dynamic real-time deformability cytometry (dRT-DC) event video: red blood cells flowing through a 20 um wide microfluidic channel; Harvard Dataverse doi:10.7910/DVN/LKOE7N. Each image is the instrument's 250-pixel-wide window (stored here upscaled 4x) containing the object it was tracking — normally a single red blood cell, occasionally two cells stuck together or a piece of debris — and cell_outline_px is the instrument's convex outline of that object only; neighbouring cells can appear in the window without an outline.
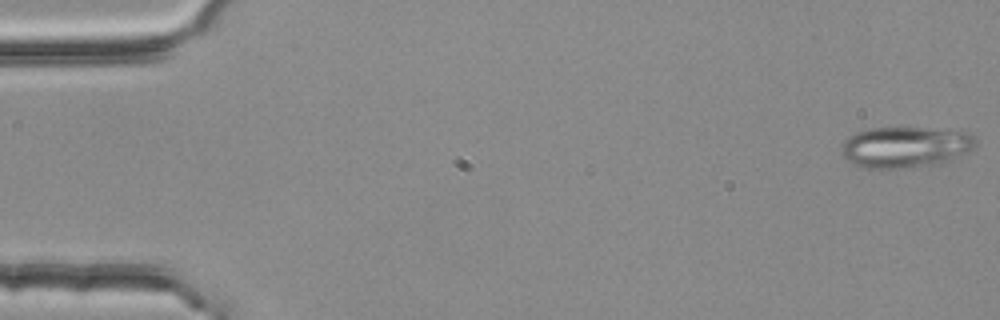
{"species": "common noctule bat (a hibernating species)", "species_latin": "Nyctalus noctula", "temperature_condition": "room temperature", "stored_images_in_passage": 54, "camera_frame_rate_fps": 3000, "um_per_image_px": 0.085, "animal": {"sex": "female", "body_mass_g": 25.1}, "frame": {"image": 1, "passage_image": 1, "time_ms": 0.0, "image_size_px": [1000, 320], "cell_outline_px": [[976, 148], [968, 152], [936, 164], [896, 168], [868, 168], [856, 164], [848, 160], [840, 152], [840, 148], [844, 140], [856, 132], [868, 128], [924, 128], [968, 132], [976, 140]], "centroid_in_image_um": [76.94, 12.49], "position_along_channel_um": 8.1, "area_um2": 31.73}}
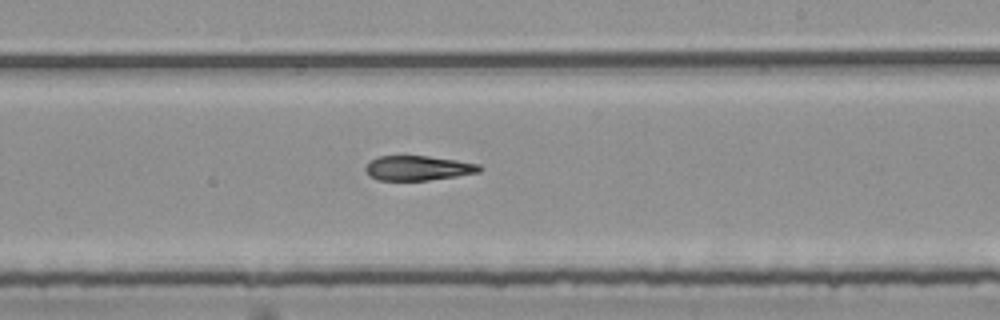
{"frame": {"image": 2, "passage_image": 32, "time_ms": 10.333, "image_size_px": [1000, 320], "cell_outline_px": [[484, 168], [480, 172], [456, 176], [428, 180], [376, 180], [368, 176], [364, 168], [376, 156], [428, 156], [456, 160], [480, 164]], "centroid_in_image_um": [35.54, 14.29], "position_along_channel_um": 253.5, "area_um2": 16.47}}
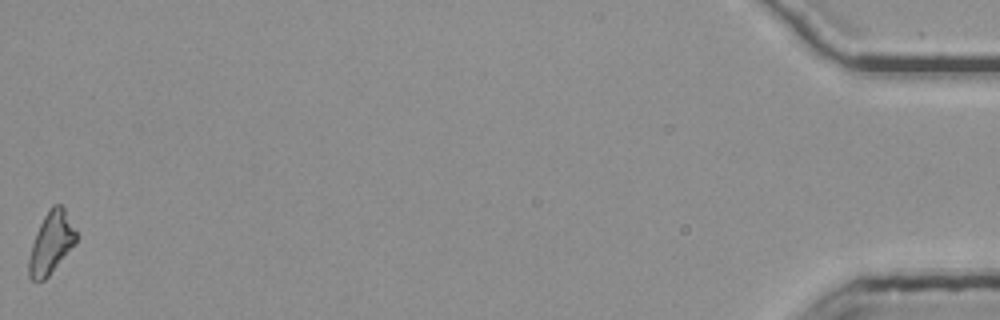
{"frame": {"image": 3, "passage_image": 54, "time_ms": 17.667, "image_size_px": [1000, 320], "cell_outline_px": [[76, 240], [48, 276], [44, 280], [32, 280], [28, 276], [28, 260], [32, 244], [36, 232], [48, 208], [52, 204], [60, 204], [64, 208], [76, 232]], "centroid_in_image_um": [4.3, 20.62], "position_along_channel_um": 430.9, "area_um2": 16.53}}